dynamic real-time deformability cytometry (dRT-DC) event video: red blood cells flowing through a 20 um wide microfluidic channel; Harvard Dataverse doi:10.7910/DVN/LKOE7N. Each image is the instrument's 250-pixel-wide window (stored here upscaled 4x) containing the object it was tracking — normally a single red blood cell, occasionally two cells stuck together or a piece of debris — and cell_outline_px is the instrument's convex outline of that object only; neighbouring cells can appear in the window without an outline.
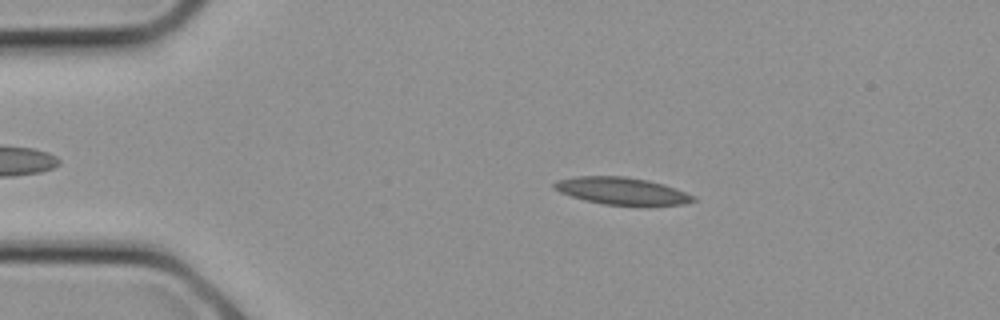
{"species": "common noctule bat (a hibernating species)", "species_latin": "Nyctalus noctula", "temperature_condition": "cold", "stored_images_in_passage": 13, "camera_frame_rate_fps": 3000, "um_per_image_px": 0.085, "animal": {"sex": "female", "body_mass_g": 21.9}, "frame": {"image": 1, "passage_image": 1, "time_ms": 0.0, "image_size_px": [1000, 320], "cell_outline_px": [[696, 200], [684, 204], [604, 204], [584, 200], [560, 192], [552, 188], [552, 184], [556, 180], [576, 176], [624, 176], [648, 180], [664, 184], [676, 188], [696, 196]], "centroid_in_image_um": [52.82, 16.2], "position_along_channel_um": 32.2, "area_um2": 21.79}}
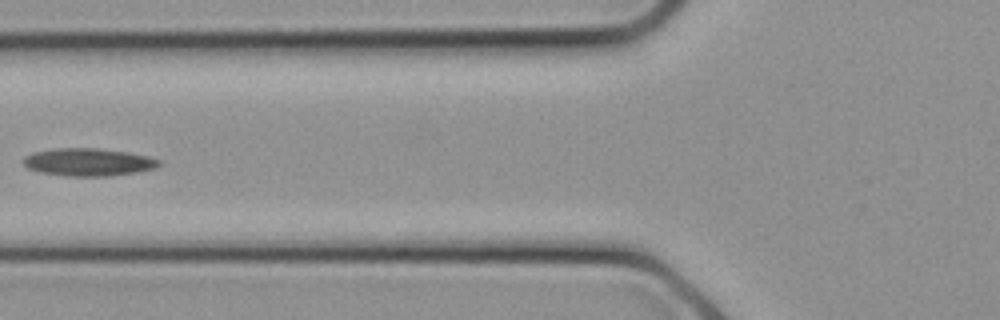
{"frame": {"image": 2, "passage_image": 6, "time_ms": 1.667, "image_size_px": [1000, 320], "cell_outline_px": [[160, 164], [156, 168], [136, 172], [108, 176], [68, 176], [40, 172], [28, 168], [20, 160], [24, 156], [32, 152], [56, 148], [96, 148], [128, 152], [148, 156], [160, 160]], "centroid_in_image_um": [7.48, 13.77], "position_along_channel_um": 118.3, "area_um2": 21.96}}
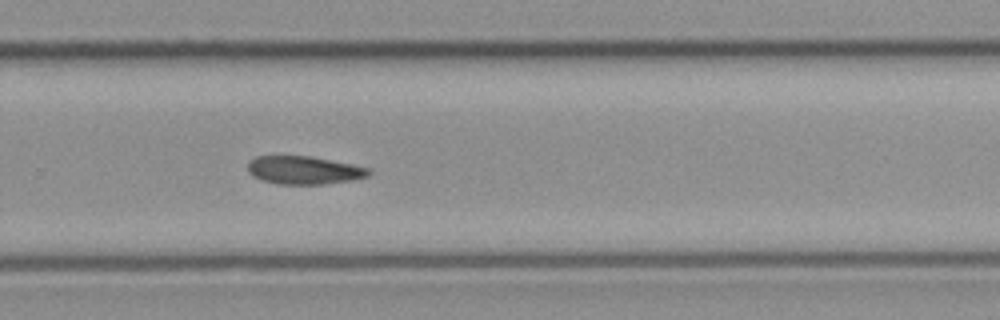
{"frame": {"image": 3, "passage_image": 13, "time_ms": 4.0, "image_size_px": [1000, 320], "cell_outline_px": [[372, 172], [368, 176], [352, 180], [324, 184], [276, 184], [260, 180], [252, 176], [248, 172], [248, 160], [256, 156], [308, 156], [352, 164], [368, 168]], "centroid_in_image_um": [25.79, 14.47], "position_along_channel_um": 304.0, "area_um2": 19.88}}